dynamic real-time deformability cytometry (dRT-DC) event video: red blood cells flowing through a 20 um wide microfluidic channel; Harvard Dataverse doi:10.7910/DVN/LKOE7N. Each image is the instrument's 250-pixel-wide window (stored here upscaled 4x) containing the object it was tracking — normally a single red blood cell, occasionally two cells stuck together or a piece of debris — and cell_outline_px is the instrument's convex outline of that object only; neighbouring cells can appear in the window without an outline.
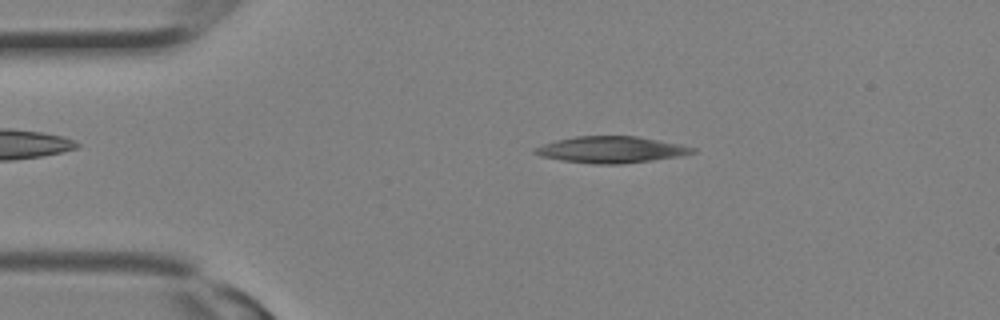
{"species": "Egyptian fruit bat (a non-hibernating species)", "species_latin": "Rousettus aegyptiacus", "temperature_condition": "room temperature", "stored_images_in_passage": 8, "camera_frame_rate_fps": 3000, "um_per_image_px": 0.085, "animal": {"sex": "female"}, "frame": {"image": 1, "passage_image": 2, "time_ms": 0.333, "image_size_px": [1000, 320], "cell_outline_px": [[696, 152], [680, 156], [652, 160], [620, 164], [596, 164], [560, 160], [540, 156], [532, 152], [532, 148], [556, 140], [576, 136], [636, 136], [680, 144], [696, 148]], "centroid_in_image_um": [51.92, 12.72], "position_along_channel_um": 33.1, "area_um2": 24.28}}
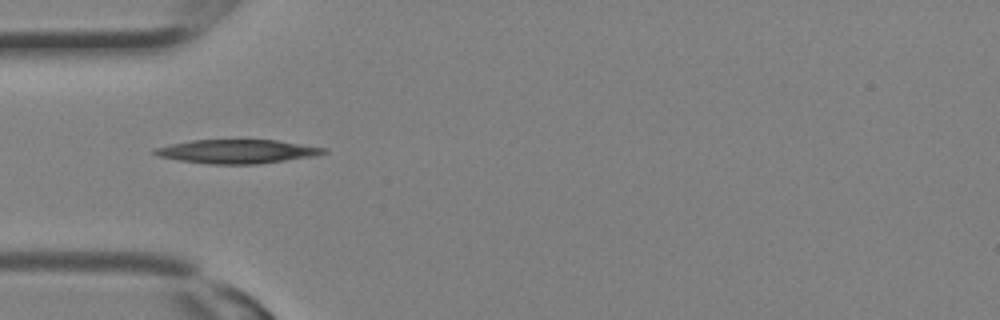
{"frame": {"image": 2, "passage_image": 5, "time_ms": 1.333, "image_size_px": [1000, 320], "cell_outline_px": [[328, 152], [316, 156], [256, 164], [208, 164], [180, 160], [156, 156], [148, 152], [152, 148], [192, 140], [276, 140], [328, 148]], "centroid_in_image_um": [20.12, 12.87], "position_along_channel_um": 64.9, "area_um2": 23.64}}
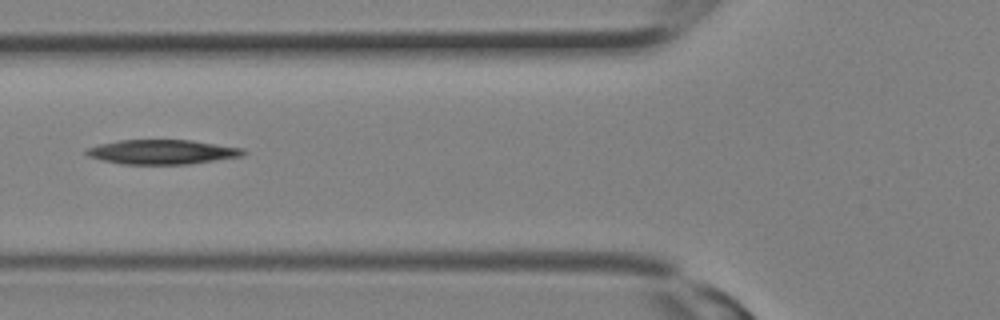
{"frame": {"image": 3, "passage_image": 7, "time_ms": 2.0, "image_size_px": [1000, 320], "cell_outline_px": [[248, 152], [244, 156], [188, 164], [124, 164], [100, 160], [88, 156], [84, 152], [88, 148], [100, 144], [120, 140], [192, 140], [244, 148]], "centroid_in_image_um": [13.83, 12.91], "position_along_channel_um": 112.0, "area_um2": 22.48}}